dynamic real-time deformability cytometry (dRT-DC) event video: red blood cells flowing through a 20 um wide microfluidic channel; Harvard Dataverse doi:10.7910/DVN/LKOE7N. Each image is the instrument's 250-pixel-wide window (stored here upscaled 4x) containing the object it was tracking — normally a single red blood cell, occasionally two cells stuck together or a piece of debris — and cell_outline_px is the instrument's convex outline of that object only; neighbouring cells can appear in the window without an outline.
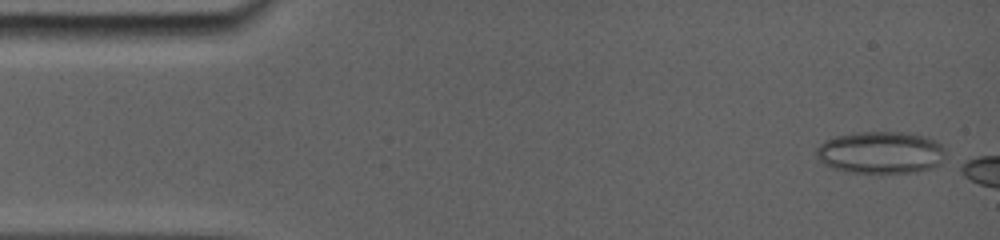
{"species": "common noctule bat (a hibernating species)", "species_latin": "Nyctalus noctula", "temperature_condition": "room temperature", "stored_images_in_passage": 18, "camera_frame_rate_fps": 5000, "um_per_image_px": 0.085, "animal": {"sex": "female", "body_mass_g": 19.0, "forearm_length_mm": 56.7}, "frame": {"image": 1, "passage_image": 2, "time_ms": 0.6, "image_size_px": [1000, 240], "cell_outline_px": [[932, 144], [928, 164], [920, 168], [904, 172], [856, 172], [840, 168], [824, 160], [820, 152], [824, 144], [840, 136], [872, 132], [884, 132], [916, 136], [928, 140]], "centroid_in_image_um": [74.6, 12.95], "position_along_channel_um": 10.4, "area_um2": 26.53}}
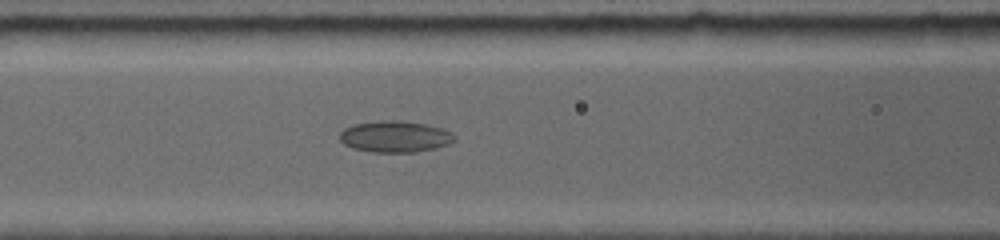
{"frame": {"image": 2, "passage_image": 13, "time_ms": 6.8, "image_size_px": [1000, 240], "cell_outline_px": [[456, 136], [452, 140], [444, 144], [432, 148], [416, 152], [372, 152], [352, 148], [344, 144], [340, 140], [340, 132], [344, 128], [356, 124], [388, 120], [392, 120], [424, 124], [440, 128]], "centroid_in_image_um": [33.49, 11.62], "position_along_channel_um": 133.1, "area_um2": 20.35}}
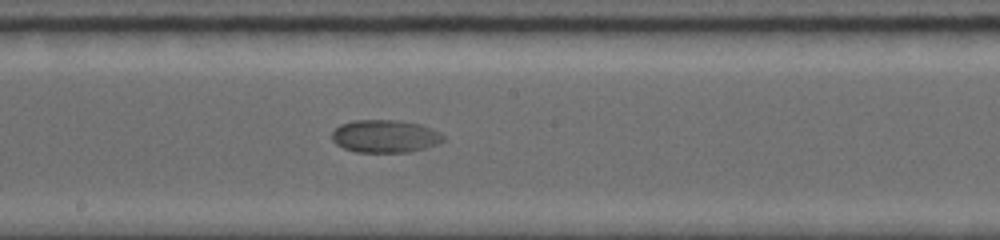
{"frame": {"image": 3, "passage_image": 17, "time_ms": 9.0, "image_size_px": [1000, 240], "cell_outline_px": [[444, 140], [424, 148], [408, 152], [356, 152], [344, 148], [336, 144], [332, 140], [332, 132], [340, 124], [356, 120], [396, 120], [420, 124], [440, 132], [444, 136]], "centroid_in_image_um": [32.7, 11.58], "position_along_channel_um": 215.5, "area_um2": 21.1}}